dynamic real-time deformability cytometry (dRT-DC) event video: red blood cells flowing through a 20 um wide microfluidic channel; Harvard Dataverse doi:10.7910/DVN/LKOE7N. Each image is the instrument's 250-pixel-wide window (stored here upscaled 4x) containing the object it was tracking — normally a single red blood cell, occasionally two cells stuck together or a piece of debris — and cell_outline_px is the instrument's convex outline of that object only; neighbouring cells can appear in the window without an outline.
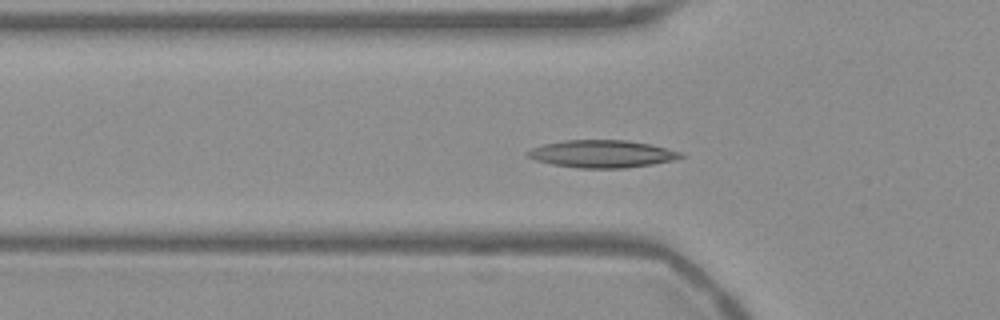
{"species": "Egyptian fruit bat (a non-hibernating species)", "species_latin": "Rousettus aegyptiacus", "temperature_condition": "warm", "stored_images_in_passage": 54, "camera_frame_rate_fps": 3000, "um_per_image_px": 0.085, "frame": {"image": 1, "passage_image": 17, "time_ms": 5.333, "image_size_px": [1000, 320], "cell_outline_px": [[684, 156], [672, 160], [652, 164], [624, 168], [580, 168], [552, 164], [536, 160], [528, 156], [524, 152], [532, 148], [544, 144], [564, 140], [628, 140], [652, 144], [680, 152]], "centroid_in_image_um": [51.15, 13.07], "position_along_channel_um": 74.6, "area_um2": 24.39}}
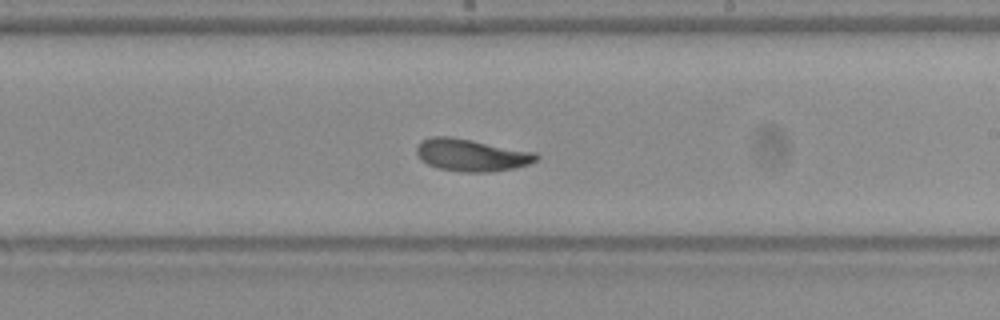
{"frame": {"image": 2, "passage_image": 31, "time_ms": 10.0, "image_size_px": [1000, 320], "cell_outline_px": [[540, 156], [536, 160], [528, 164], [512, 168], [488, 172], [464, 172], [440, 168], [428, 164], [420, 160], [416, 156], [416, 144], [420, 140], [432, 136], [448, 136], [472, 140], [536, 152]], "centroid_in_image_um": [40.02, 13.16], "position_along_channel_um": 249.0, "area_um2": 22.54}}
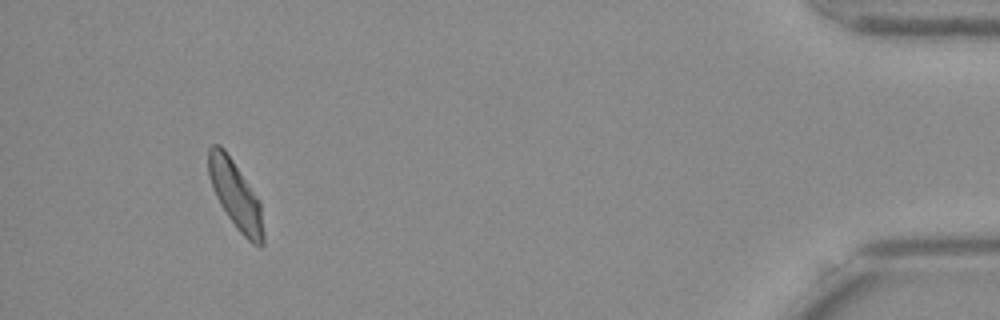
{"frame": {"image": 3, "passage_image": 50, "time_ms": 16.333, "image_size_px": [1000, 320], "cell_outline_px": [[264, 244], [260, 248], [252, 244], [240, 232], [228, 216], [220, 204], [212, 188], [208, 176], [208, 148], [212, 144], [220, 144], [224, 148], [260, 200], [264, 232]], "centroid_in_image_um": [20.03, 16.58], "position_along_channel_um": 415.2, "area_um2": 21.85}}